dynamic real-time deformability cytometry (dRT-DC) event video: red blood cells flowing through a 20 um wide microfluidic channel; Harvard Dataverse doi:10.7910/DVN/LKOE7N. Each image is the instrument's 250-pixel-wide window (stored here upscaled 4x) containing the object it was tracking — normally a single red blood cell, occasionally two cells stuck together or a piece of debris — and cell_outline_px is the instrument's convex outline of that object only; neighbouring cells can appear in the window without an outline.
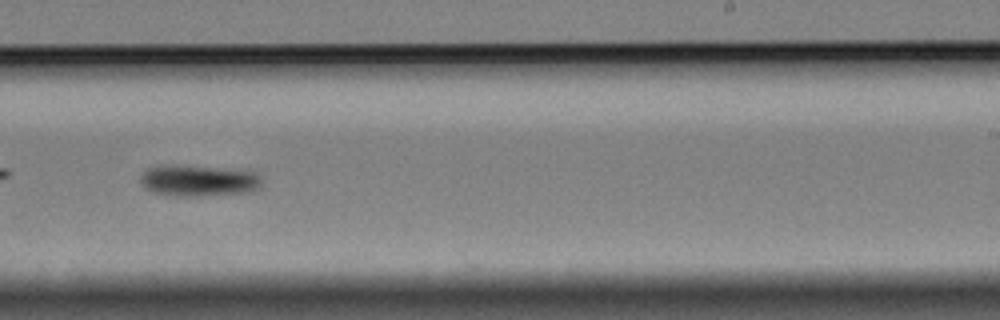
{"species": "Egyptian fruit bat (a non-hibernating species)", "species_latin": "Rousettus aegyptiacus", "temperature_condition": "cold", "stored_images_in_passage": 47, "camera_frame_rate_fps": 3000, "um_per_image_px": 0.085, "animal": {"sex": "female"}, "frame": {"image": 1, "passage_image": 27, "time_ms": 8.667, "image_size_px": [1000, 320], "cell_outline_px": [[264, 184], [260, 188], [252, 192], [196, 196], [172, 196], [152, 192], [144, 188], [140, 180], [140, 176], [148, 168], [160, 164], [256, 172], [264, 176]], "centroid_in_image_um": [16.91, 15.38], "position_along_channel_um": 272.1, "area_um2": 22.25}}